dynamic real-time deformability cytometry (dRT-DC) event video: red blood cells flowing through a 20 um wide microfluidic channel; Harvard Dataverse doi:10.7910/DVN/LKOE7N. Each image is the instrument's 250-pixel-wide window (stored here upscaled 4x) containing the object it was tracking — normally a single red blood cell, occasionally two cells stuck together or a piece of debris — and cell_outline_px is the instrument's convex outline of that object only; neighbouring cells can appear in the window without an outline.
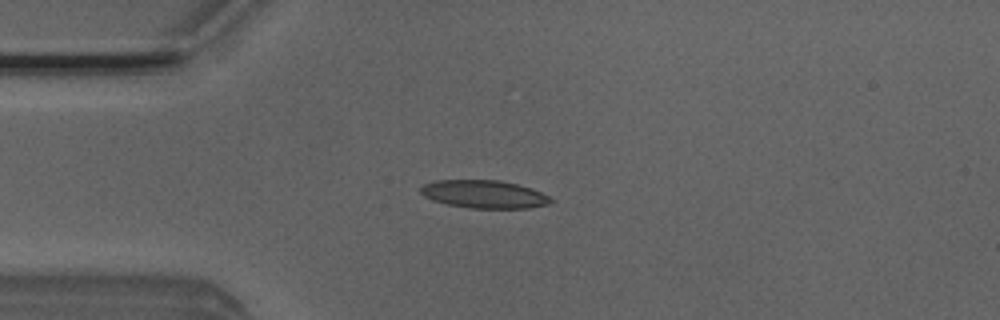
{"species": "Egyptian fruit bat (a non-hibernating species)", "species_latin": "Rousettus aegyptiacus", "temperature_condition": "room temperature", "stored_images_in_passage": 39, "camera_frame_rate_fps": 3000, "um_per_image_px": 0.085, "animal": {"sex": "male"}, "frame": {"image": 1, "passage_image": 2, "time_ms": 0.333, "image_size_px": [1000, 320], "cell_outline_px": [[556, 200], [548, 204], [528, 208], [468, 208], [448, 204], [432, 200], [424, 196], [420, 192], [420, 188], [424, 184], [436, 180], [500, 180], [532, 188]], "centroid_in_image_um": [41.15, 16.51], "position_along_channel_um": 43.8, "area_um2": 21.21}}
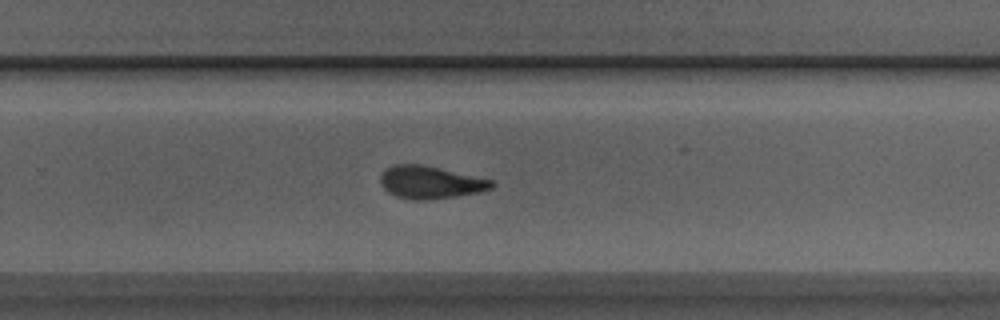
{"frame": {"image": 2, "passage_image": 22, "time_ms": 7.0, "image_size_px": [1000, 320], "cell_outline_px": [[496, 184], [492, 188], [480, 192], [456, 196], [428, 200], [412, 200], [396, 196], [388, 192], [384, 188], [380, 180], [380, 176], [384, 168], [392, 164], [420, 164], [492, 180]], "centroid_in_image_um": [36.54, 15.5], "position_along_channel_um": 293.3, "area_um2": 21.1}}
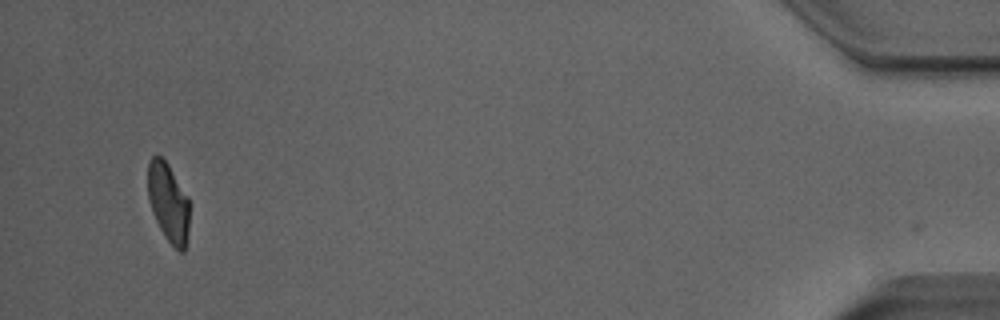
{"frame": {"image": 3, "passage_image": 38, "time_ms": 12.333, "image_size_px": [1000, 320], "cell_outline_px": [[188, 240], [184, 252], [180, 252], [164, 236], [152, 212], [148, 196], [148, 160], [152, 156], [160, 156], [168, 164], [188, 196]], "centroid_in_image_um": [14.31, 17.21], "position_along_channel_um": 420.9, "area_um2": 19.07}, "authors_computed_cell_mechanics": {"area_um2": 20.808, "velocity_mm_per_s": 3.9957, "shape_relaxation_time_tau1_ms": 5.1665, "shape_relaxation_time_tau2_ms": 2.4404, "deformation_change_tau1": 0.1981, "deformation_change_tau2": 0.1148}}